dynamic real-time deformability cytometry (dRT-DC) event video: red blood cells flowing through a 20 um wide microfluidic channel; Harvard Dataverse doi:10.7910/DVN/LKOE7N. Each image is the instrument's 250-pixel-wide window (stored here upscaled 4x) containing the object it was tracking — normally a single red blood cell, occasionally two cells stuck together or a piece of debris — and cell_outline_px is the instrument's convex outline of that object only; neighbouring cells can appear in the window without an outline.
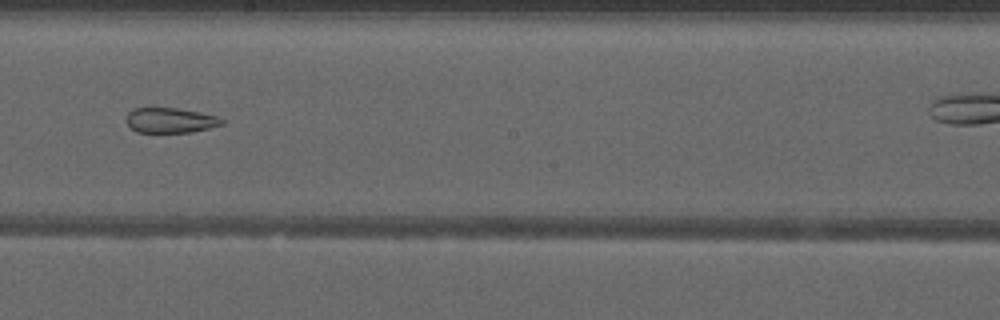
{"species": "common noctule bat (a hibernating species)", "species_latin": "Nyctalus noctula", "temperature_condition": "warm", "stored_images_in_passage": 43, "segment_of_instrument_passage": [2, 3], "camera_frame_rate_fps": 3000, "um_per_image_px": 0.085, "animal": {"sex": "male", "forearm_length_mm": 52.5}, "frame": {"image": 1, "passage_image": 30, "time_ms": 9.667, "image_size_px": [1000, 320], "cell_outline_px": [[224, 124], [192, 132], [136, 132], [128, 124], [128, 112], [132, 108], [176, 108], [200, 112], [216, 116], [224, 120]], "centroid_in_image_um": [14.5, 10.22], "position_along_channel_um": 233.7, "area_um2": 13.81}}
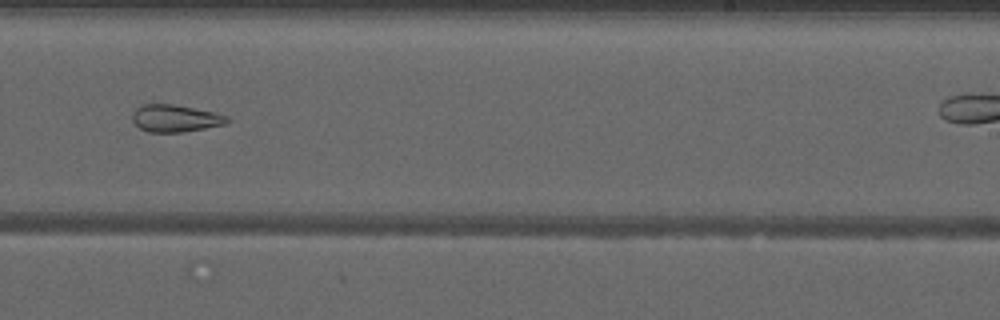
{"frame": {"image": 2, "passage_image": 33, "time_ms": 10.667, "image_size_px": [1000, 320], "cell_outline_px": [[232, 120], [224, 124], [204, 128], [180, 132], [148, 132], [140, 128], [132, 120], [132, 116], [136, 108], [144, 104], [172, 104], [216, 112], [228, 116]], "centroid_in_image_um": [14.92, 10.05], "position_along_channel_um": 274.1, "area_um2": 14.97}}
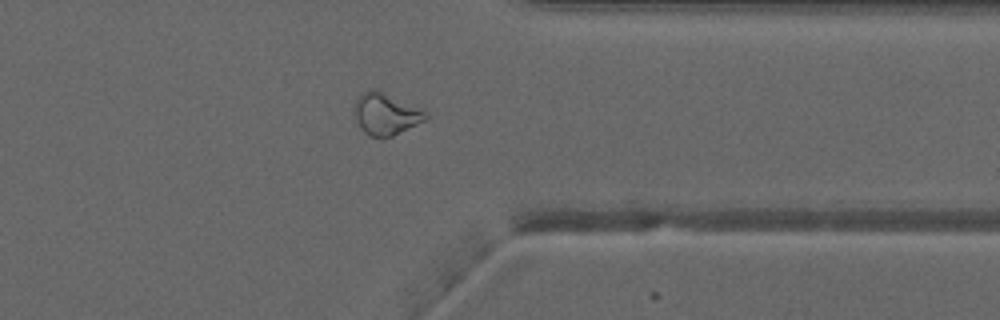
{"frame": {"image": 3, "passage_image": 41, "time_ms": 13.333, "image_size_px": [1000, 320], "cell_outline_px": [[428, 116], [424, 120], [392, 136], [372, 136], [364, 132], [360, 128], [356, 120], [352, 108], [356, 100], [368, 88], [376, 88], [428, 112]], "centroid_in_image_um": [32.75, 9.65], "position_along_channel_um": 378.6, "area_um2": 17.22}}